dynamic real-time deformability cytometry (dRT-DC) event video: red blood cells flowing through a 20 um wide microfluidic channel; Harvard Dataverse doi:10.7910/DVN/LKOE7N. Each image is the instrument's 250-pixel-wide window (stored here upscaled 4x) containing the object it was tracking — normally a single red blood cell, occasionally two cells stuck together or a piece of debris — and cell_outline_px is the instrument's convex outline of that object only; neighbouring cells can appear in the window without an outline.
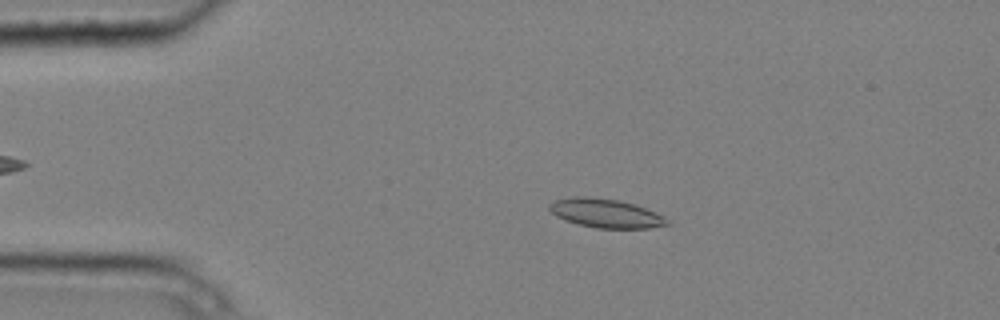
{"species": "common noctule bat (a hibernating species)", "species_latin": "Nyctalus noctula", "temperature_condition": "cold", "stored_images_in_passage": 5, "camera_frame_rate_fps": 3000, "um_per_image_px": 0.085, "animal": {"sex": "male", "body_mass_g": 20.4}, "frame": {"image": 1, "passage_image": 3, "time_ms": 0.667, "image_size_px": [1000, 320], "cell_outline_px": [[672, 224], [648, 228], [596, 228], [564, 220], [556, 216], [548, 208], [548, 204], [556, 200], [576, 196], [588, 196], [616, 200], [636, 204], [664, 216]], "centroid_in_image_um": [51.5, 18.13], "position_along_channel_um": 33.5, "area_um2": 19.77}}
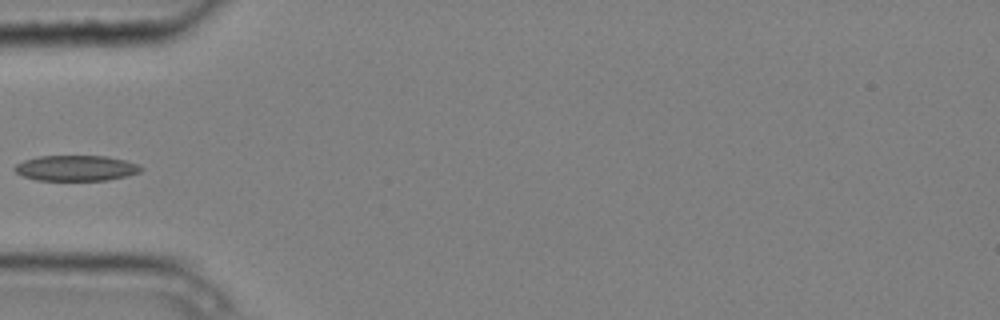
{"frame": {"image": 2, "passage_image": 4, "time_ms": 1.0, "image_size_px": [1000, 320], "cell_outline_px": [[144, 168], [140, 172], [128, 176], [108, 180], [36, 180], [24, 176], [16, 172], [12, 168], [16, 164], [24, 160], [36, 156], [104, 156], [124, 160], [140, 164]], "centroid_in_image_um": [6.48, 14.29], "position_along_channel_um": 78.5, "area_um2": 18.9}}
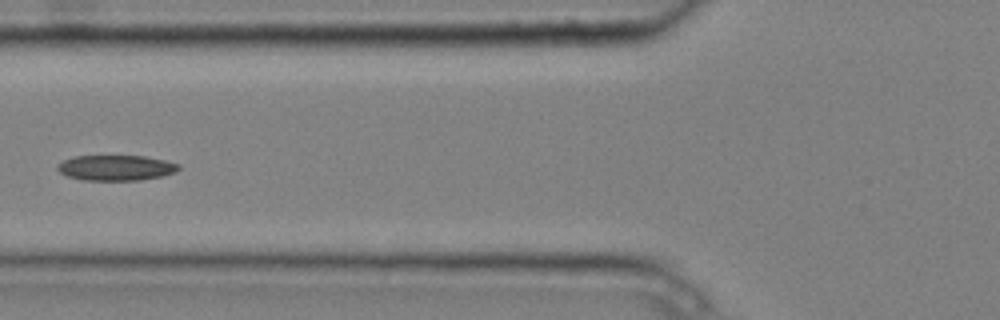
{"frame": {"image": 3, "passage_image": 5, "time_ms": 1.333, "image_size_px": [1000, 320], "cell_outline_px": [[180, 168], [176, 172], [160, 176], [140, 180], [84, 180], [68, 176], [60, 172], [56, 168], [56, 164], [72, 156], [144, 156], [164, 160], [180, 164]], "centroid_in_image_um": [9.84, 14.26], "position_along_channel_um": 116.0, "area_um2": 17.92}}